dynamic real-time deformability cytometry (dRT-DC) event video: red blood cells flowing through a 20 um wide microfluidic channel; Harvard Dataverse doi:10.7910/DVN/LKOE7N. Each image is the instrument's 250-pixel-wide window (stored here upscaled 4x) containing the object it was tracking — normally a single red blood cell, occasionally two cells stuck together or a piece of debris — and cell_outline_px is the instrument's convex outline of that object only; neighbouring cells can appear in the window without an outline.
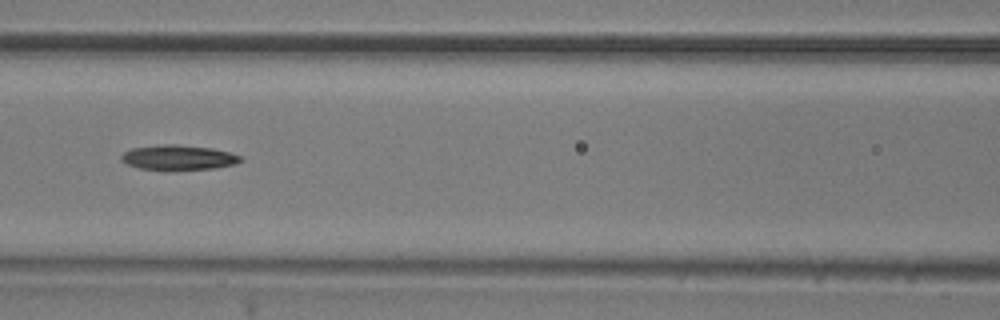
{"species": "common noctule bat (a hibernating species)", "species_latin": "Nyctalus noctula", "temperature_condition": "room temperature", "stored_images_in_passage": 6, "camera_frame_rate_fps": 3000, "um_per_image_px": 0.085, "animal": {"sex": "male", "body_mass_g": 20.5, "forearm_length_mm": 52.5}, "frame": {"image": 1, "passage_image": 6, "time_ms": 1.667, "image_size_px": [1000, 320], "cell_outline_px": [[244, 160], [236, 164], [216, 168], [168, 172], [140, 168], [128, 164], [120, 160], [120, 156], [124, 152], [132, 148], [164, 144], [176, 144], [212, 148], [228, 152], [240, 156]], "centroid_in_image_um": [15.16, 13.42], "position_along_channel_um": 151.4, "area_um2": 17.86}}